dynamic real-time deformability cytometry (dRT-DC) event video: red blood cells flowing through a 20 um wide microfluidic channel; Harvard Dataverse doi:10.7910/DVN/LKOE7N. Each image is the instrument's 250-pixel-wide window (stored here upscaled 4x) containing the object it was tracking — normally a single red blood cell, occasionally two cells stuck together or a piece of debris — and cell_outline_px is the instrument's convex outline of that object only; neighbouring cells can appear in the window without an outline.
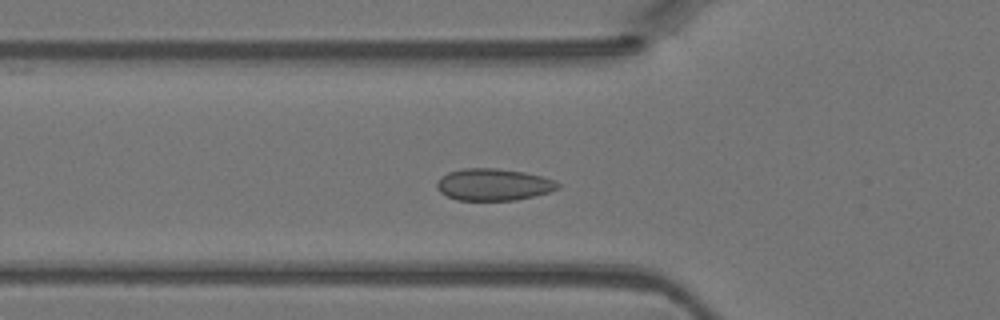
{"species": "Egyptian fruit bat (a non-hibernating species)", "species_latin": "Rousettus aegyptiacus", "temperature_condition": "warm", "stored_images_in_passage": 32, "camera_frame_rate_fps": 3000, "um_per_image_px": 0.085, "animal": {"sex": "female"}, "frame": {"image": 1, "passage_image": 2, "time_ms": 0.333, "image_size_px": [1000, 320], "cell_outline_px": [[560, 188], [548, 192], [516, 200], [456, 200], [440, 192], [436, 188], [436, 184], [440, 176], [448, 172], [464, 168], [496, 168], [524, 172], [540, 176], [552, 180], [560, 184]], "centroid_in_image_um": [41.9, 15.68], "position_along_channel_um": 83.9, "area_um2": 22.43}}
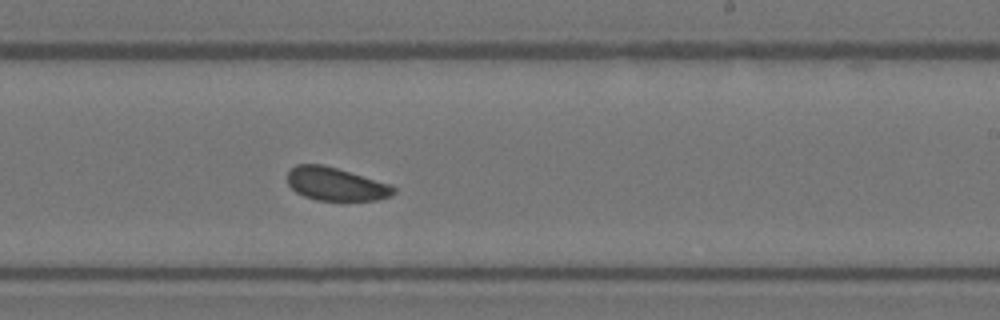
{"frame": {"image": 2, "passage_image": 14, "time_ms": 4.333, "image_size_px": [1000, 320], "cell_outline_px": [[396, 192], [392, 196], [376, 200], [316, 200], [304, 196], [296, 192], [288, 184], [288, 172], [296, 164], [324, 164], [392, 184], [396, 188]], "centroid_in_image_um": [28.58, 15.64], "position_along_channel_um": 260.4, "area_um2": 20.69}}
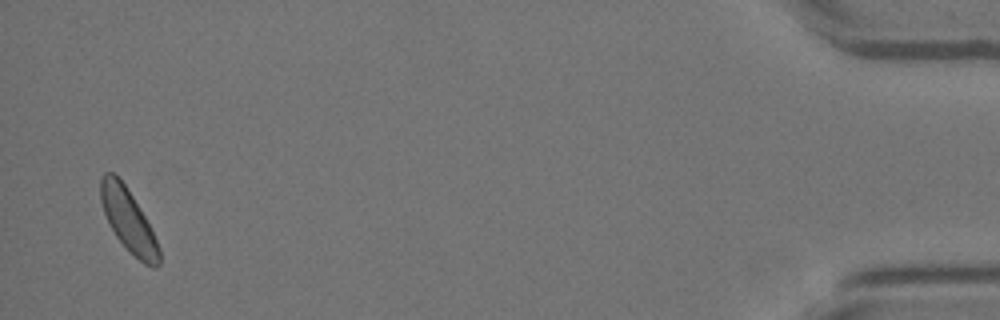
{"frame": {"image": 3, "passage_image": 31, "time_ms": 10.0, "image_size_px": [1000, 320], "cell_outline_px": [[160, 264], [156, 268], [152, 268], [144, 264], [116, 236], [104, 212], [100, 200], [100, 180], [104, 172], [112, 172], [124, 184], [140, 208], [160, 248]], "centroid_in_image_um": [10.91, 18.73], "position_along_channel_um": 424.3, "area_um2": 20.69}}